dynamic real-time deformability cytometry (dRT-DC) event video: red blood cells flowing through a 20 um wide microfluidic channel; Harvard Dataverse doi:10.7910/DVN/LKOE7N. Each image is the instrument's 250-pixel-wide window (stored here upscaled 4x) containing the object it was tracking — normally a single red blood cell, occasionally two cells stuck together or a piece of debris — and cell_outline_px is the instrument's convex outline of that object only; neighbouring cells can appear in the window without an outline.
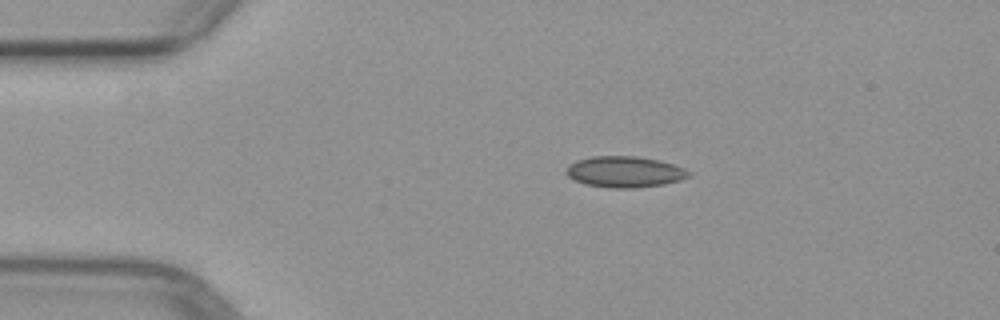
{"species": "common noctule bat (a hibernating species)", "species_latin": "Nyctalus noctula", "temperature_condition": "warm", "stored_images_in_passage": 5, "camera_frame_rate_fps": 3000, "um_per_image_px": 0.085, "animal": {"sex": "female", "body_mass_g": 29.2, "forearm_length_mm": 56.3}, "frame": {"image": 1, "passage_image": 5, "time_ms": 6.0, "image_size_px": [1000, 320], "cell_outline_px": [[692, 176], [680, 180], [664, 184], [636, 188], [608, 188], [584, 184], [568, 176], [564, 172], [576, 160], [592, 156], [636, 156], [660, 160], [684, 168], [692, 172]], "centroid_in_image_um": [53.13, 14.61], "position_along_channel_um": 31.9, "area_um2": 22.31}}